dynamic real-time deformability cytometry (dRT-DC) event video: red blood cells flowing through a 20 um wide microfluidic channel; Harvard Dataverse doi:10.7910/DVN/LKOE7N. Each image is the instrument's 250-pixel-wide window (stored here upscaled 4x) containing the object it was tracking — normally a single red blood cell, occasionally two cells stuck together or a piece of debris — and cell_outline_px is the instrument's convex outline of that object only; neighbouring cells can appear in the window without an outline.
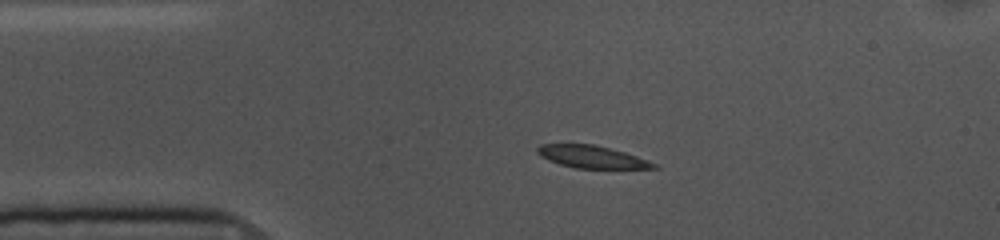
{"species": "common noctule bat (a hibernating species)", "species_latin": "Nyctalus noctula", "temperature_condition": "cold", "stored_images_in_passage": 45, "camera_frame_rate_fps": 3000, "um_per_image_px": 0.085, "animal": {"sex": "female", "body_mass_g": 10.0, "forearm_length_mm": 53.1}, "frame": {"image": 1, "passage_image": 1, "time_ms": 0.0, "image_size_px": [1000, 240], "cell_outline_px": [[660, 168], [576, 168], [560, 164], [548, 160], [540, 156], [536, 152], [536, 148], [540, 144], [592, 144], [624, 152], [660, 164]], "centroid_in_image_um": [50.3, 13.33], "position_along_channel_um": 34.7, "area_um2": 15.14}}
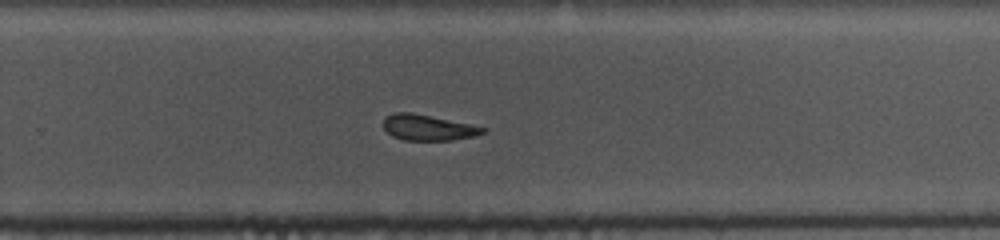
{"frame": {"image": 2, "passage_image": 25, "time_ms": 8.0, "image_size_px": [1000, 240], "cell_outline_px": [[488, 128], [484, 132], [476, 136], [452, 140], [404, 140], [392, 136], [384, 128], [384, 116], [396, 112], [412, 112]], "centroid_in_image_um": [36.37, 10.84], "position_along_channel_um": 293.4, "area_um2": 14.85}}
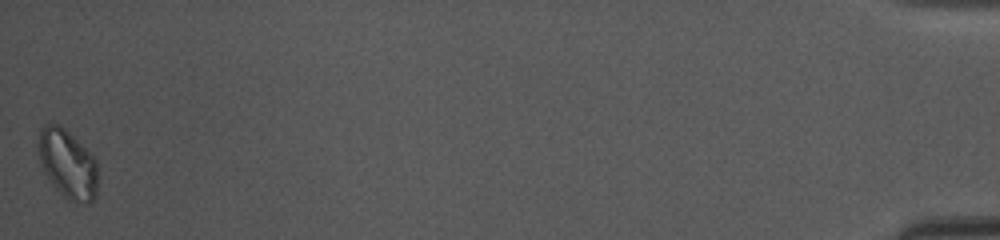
{"frame": {"image": 3, "passage_image": 45, "time_ms": 14.667, "image_size_px": [1000, 240], "cell_outline_px": [[96, 196], [88, 204], [68, 200], [56, 188], [44, 172], [40, 160], [40, 128], [44, 124], [60, 124], [96, 160]], "centroid_in_image_um": [5.75, 13.95], "position_along_channel_um": 429.4, "area_um2": 23.06}, "authors_computed_cell_mechanics": {"area_um2": 16.473, "velocity_mm_per_s": 3.5705, "shape_relaxation_time_tau1_ms": 6.9582, "shape_relaxation_time_tau2_ms": null, "deformation_change_tau1": 0.1325, "deformation_change_tau2": null}}